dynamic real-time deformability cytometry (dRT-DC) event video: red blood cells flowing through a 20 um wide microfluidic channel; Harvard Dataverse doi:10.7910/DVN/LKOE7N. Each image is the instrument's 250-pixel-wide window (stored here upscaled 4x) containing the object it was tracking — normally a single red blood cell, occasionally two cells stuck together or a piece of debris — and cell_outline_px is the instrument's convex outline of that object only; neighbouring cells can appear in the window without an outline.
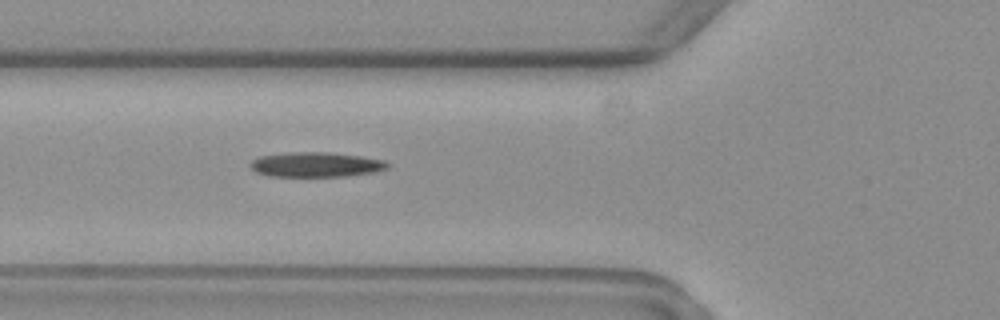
{"species": "common noctule bat (a hibernating species)", "species_latin": "Nyctalus noctula", "temperature_condition": "warm", "stored_images_in_passage": 6, "camera_frame_rate_fps": 3000, "um_per_image_px": 0.085, "animal": {"sex": "female", "body_mass_g": 19.3, "forearm_length_mm": 54.1}, "frame": {"image": 1, "passage_image": 6, "time_ms": 6.0, "image_size_px": [1000, 320], "cell_outline_px": [[388, 168], [372, 172], [348, 176], [268, 176], [256, 172], [248, 164], [252, 160], [260, 156], [292, 152], [328, 152], [360, 156], [384, 160], [388, 164]], "centroid_in_image_um": [26.83, 13.99], "position_along_channel_um": 99.0, "area_um2": 19.71}}